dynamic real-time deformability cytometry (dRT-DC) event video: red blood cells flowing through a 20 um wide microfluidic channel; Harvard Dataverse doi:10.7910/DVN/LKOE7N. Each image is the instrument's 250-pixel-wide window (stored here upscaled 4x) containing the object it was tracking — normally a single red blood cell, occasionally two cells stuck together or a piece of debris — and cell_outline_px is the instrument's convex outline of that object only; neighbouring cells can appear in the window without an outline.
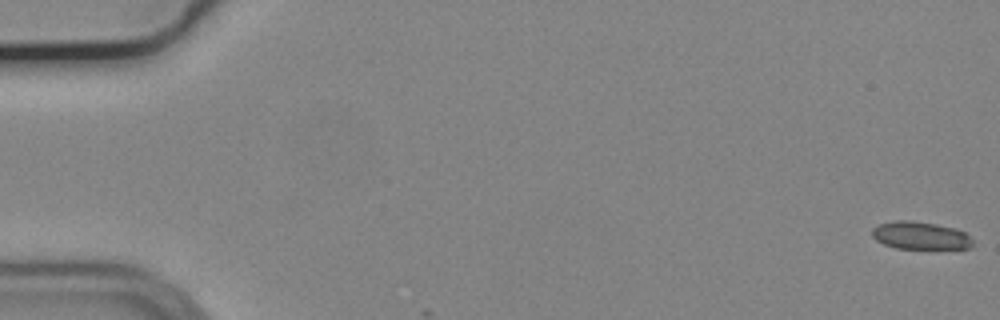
{"species": "common noctule bat (a hibernating species)", "species_latin": "Nyctalus noctula", "temperature_condition": "cold", "stored_images_in_passage": 6, "camera_frame_rate_fps": 3000, "um_per_image_px": 0.085, "animal": {"sex": "male", "body_mass_g": 19.2, "forearm_length_mm": 51.8}, "frame": {"image": 1, "passage_image": 1, "time_ms": 0.0, "image_size_px": [1000, 320], "cell_outline_px": [[972, 244], [968, 248], [896, 248], [884, 244], [876, 240], [872, 236], [872, 228], [880, 224], [896, 220], [908, 220], [936, 224], [952, 228], [964, 232], [972, 240]], "centroid_in_image_um": [78.18, 20.01], "position_along_channel_um": 6.8, "area_um2": 15.9}}